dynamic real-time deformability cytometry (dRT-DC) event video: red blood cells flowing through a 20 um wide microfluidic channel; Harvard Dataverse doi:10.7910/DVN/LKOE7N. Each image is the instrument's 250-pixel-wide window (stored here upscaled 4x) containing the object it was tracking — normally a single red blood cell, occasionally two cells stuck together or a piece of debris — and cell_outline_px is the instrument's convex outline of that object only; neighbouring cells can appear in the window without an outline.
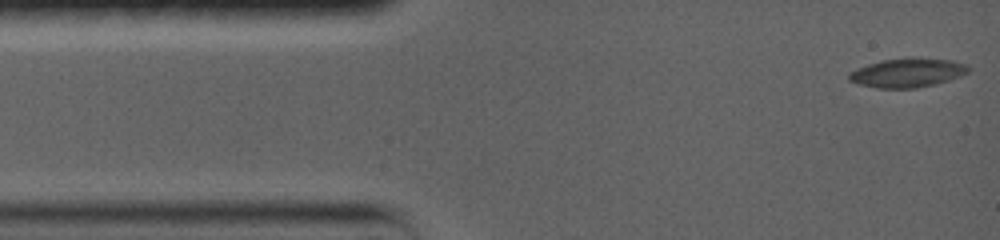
{"species": "common noctule bat (a hibernating species)", "species_latin": "Nyctalus noctula", "temperature_condition": "warm", "stored_images_in_passage": 41, "camera_frame_rate_fps": 5000, "um_per_image_px": 0.085, "animal": {"sex": "female", "body_mass_g": 19.0, "forearm_length_mm": 56.7}, "frame": {"image": 1, "passage_image": 1, "time_ms": 0.0, "image_size_px": [1000, 240], "cell_outline_px": [[968, 68], [964, 72], [944, 80], [932, 84], [912, 88], [880, 88], [864, 84], [852, 80], [848, 76], [852, 72], [860, 68], [872, 64], [888, 60], [944, 60], [960, 64]], "centroid_in_image_um": [77.05, 6.23], "position_along_channel_um": 8.0, "area_um2": 17.86}}
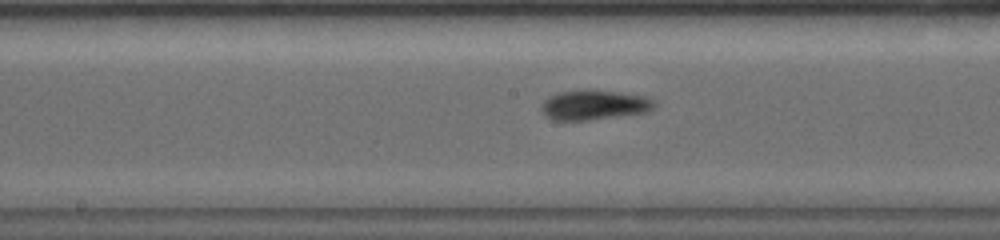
{"frame": {"image": 2, "passage_image": 17, "time_ms": 7.0, "image_size_px": [1000, 240], "cell_outline_px": [[648, 104], [644, 108], [632, 112], [580, 120], [572, 120], [556, 116], [548, 112], [544, 108], [548, 100], [564, 92], [604, 92], [632, 96], [644, 100]], "centroid_in_image_um": [50.34, 8.92], "position_along_channel_um": 197.9, "area_um2": 15.37}}
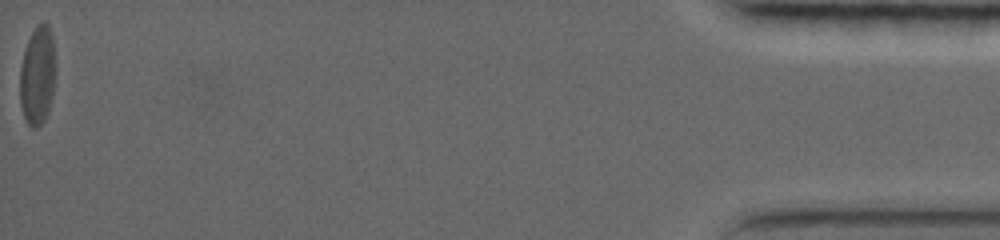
{"frame": {"image": 3, "passage_image": 41, "time_ms": 17.0, "image_size_px": [1000, 240], "cell_outline_px": [[56, 72], [52, 96], [48, 112], [44, 120], [36, 128], [32, 128], [28, 124], [24, 116], [20, 104], [20, 68], [24, 52], [28, 40], [36, 24], [44, 20], [48, 24], [52, 36], [56, 64]], "centroid_in_image_um": [3.2, 6.39], "position_along_channel_um": 432.0, "area_um2": 20.81}, "authors_computed_cell_mechanics": {"area_um2": 17.5134, "velocity_mm_per_s": 3.7669, "shape_relaxation_time_tau1_ms": 6.3744, "shape_relaxation_time_tau2_ms": 3.9401, "deformation_change_tau1": 0.1788, "deformation_change_tau2": 0.0663}}